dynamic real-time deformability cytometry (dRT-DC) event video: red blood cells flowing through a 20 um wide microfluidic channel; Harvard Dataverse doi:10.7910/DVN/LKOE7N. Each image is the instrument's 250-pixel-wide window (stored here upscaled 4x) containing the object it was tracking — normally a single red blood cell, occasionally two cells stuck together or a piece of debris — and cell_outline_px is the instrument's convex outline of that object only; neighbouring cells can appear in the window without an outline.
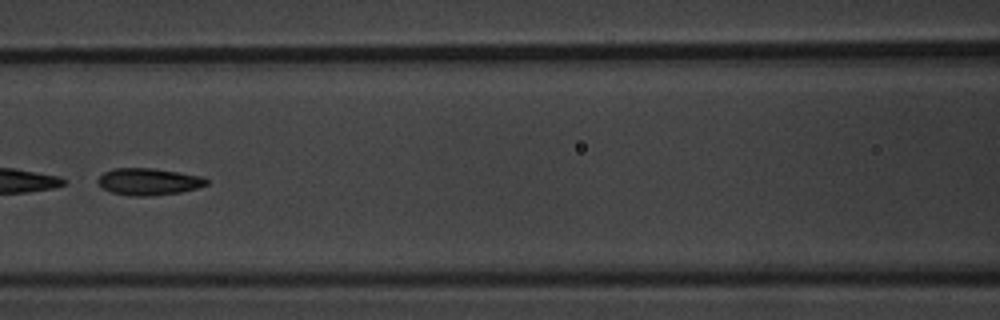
{"species": "common noctule bat (a hibernating species)", "species_latin": "Nyctalus noctula", "temperature_condition": "warm", "stored_images_in_passage": 9, "camera_frame_rate_fps": 3000, "um_per_image_px": 0.085, "animal": {"sex": "male", "body_mass_g": 20.1, "forearm_length_mm": 53.5}, "frame": {"image": 1, "passage_image": 7, "time_ms": 8.0, "image_size_px": [1000, 320], "cell_outline_px": [[208, 184], [196, 188], [180, 192], [152, 196], [132, 196], [112, 192], [100, 188], [96, 180], [104, 172], [112, 168], [152, 168], [204, 176], [208, 180]], "centroid_in_image_um": [12.61, 15.44], "position_along_channel_um": 154.0, "area_um2": 17.17}}
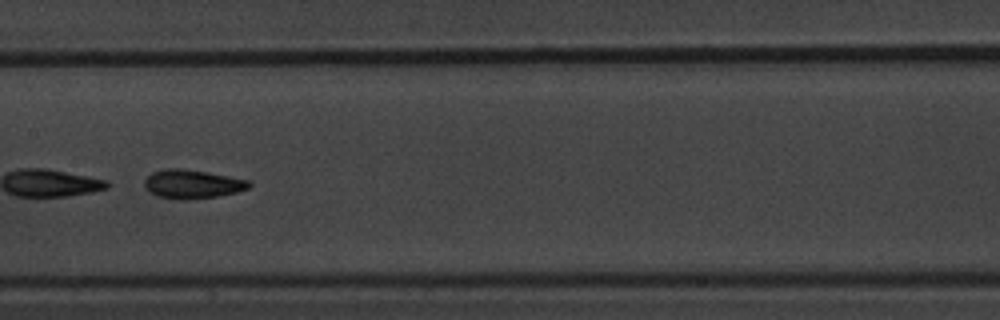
{"frame": {"image": 2, "passage_image": 8, "time_ms": 9.0, "image_size_px": [1000, 320], "cell_outline_px": [[252, 184], [248, 188], [236, 192], [216, 196], [184, 200], [156, 196], [148, 192], [144, 188], [144, 180], [152, 172], [164, 168], [180, 168], [208, 172], [252, 180]], "centroid_in_image_um": [16.33, 15.63], "position_along_channel_um": 191.1, "area_um2": 17.74}}
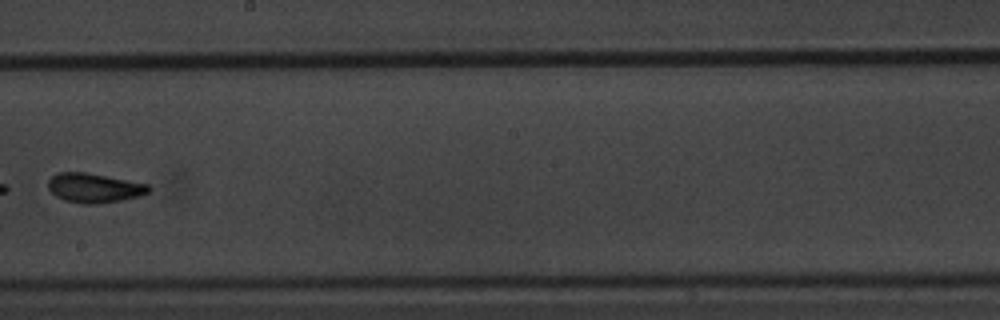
{"frame": {"image": 3, "passage_image": 9, "time_ms": 10.333, "image_size_px": [1000, 320], "cell_outline_px": [[152, 188], [148, 192], [140, 196], [120, 200], [96, 204], [80, 204], [64, 200], [56, 196], [48, 188], [48, 180], [52, 176], [60, 172], [84, 172], [148, 184]], "centroid_in_image_um": [7.99, 15.98], "position_along_channel_um": 240.2, "area_um2": 17.11}}